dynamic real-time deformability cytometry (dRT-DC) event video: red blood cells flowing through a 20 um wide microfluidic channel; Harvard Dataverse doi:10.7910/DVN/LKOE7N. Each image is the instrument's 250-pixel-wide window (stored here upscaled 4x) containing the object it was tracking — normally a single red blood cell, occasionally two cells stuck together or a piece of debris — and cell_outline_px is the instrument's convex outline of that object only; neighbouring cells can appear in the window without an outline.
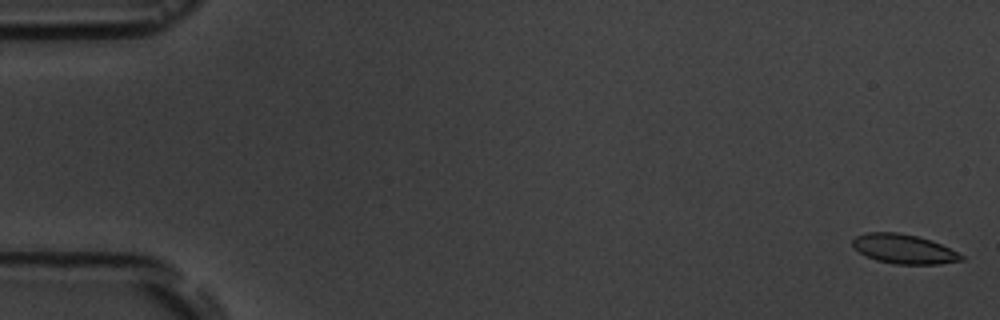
{"species": "common noctule bat (a hibernating species)", "species_latin": "Nyctalus noctula", "temperature_condition": "room temperature", "stored_images_in_passage": 11, "camera_frame_rate_fps": 3000, "um_per_image_px": 0.085, "animal": {"sex": "male", "body_mass_g": 19.5, "forearm_length_mm": 54.6}, "frame": {"image": 1, "passage_image": 1, "time_ms": 0.0, "image_size_px": [1000, 320], "cell_outline_px": [[964, 260], [940, 264], [892, 264], [876, 260], [860, 252], [852, 244], [852, 240], [856, 236], [868, 232], [896, 232], [916, 236], [932, 240], [964, 256]], "centroid_in_image_um": [76.83, 21.17], "position_along_channel_um": 8.2, "area_um2": 18.44}}
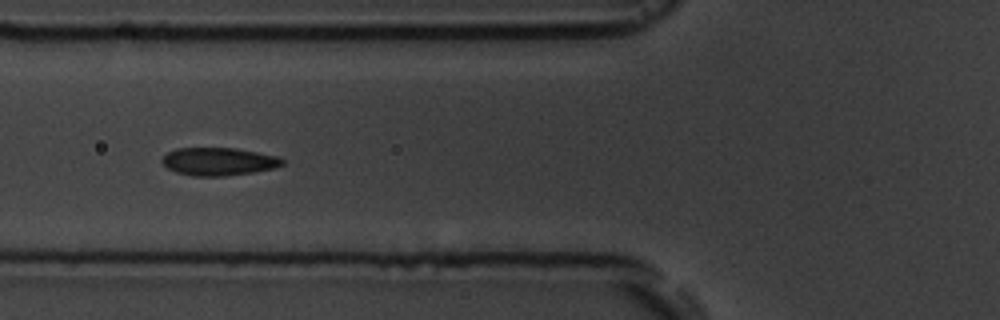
{"frame": {"image": 2, "passage_image": 7, "time_ms": 6.667, "image_size_px": [1000, 320], "cell_outline_px": [[284, 164], [276, 168], [252, 172], [224, 176], [192, 176], [176, 172], [168, 168], [160, 160], [168, 152], [176, 148], [236, 148], [280, 156], [284, 160]], "centroid_in_image_um": [18.61, 13.72], "position_along_channel_um": 107.2, "area_um2": 19.65}}
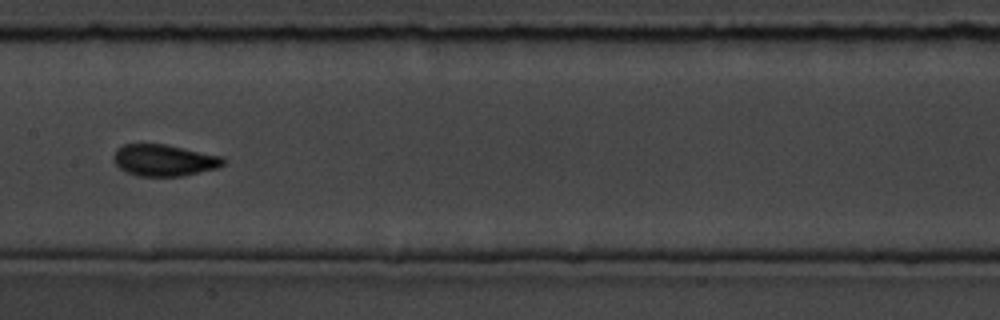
{"frame": {"image": 3, "passage_image": 9, "time_ms": 9.0, "image_size_px": [1000, 320], "cell_outline_px": [[228, 160], [220, 168], [184, 176], [136, 176], [120, 168], [116, 164], [112, 156], [116, 148], [124, 144], [164, 144], [220, 156]], "centroid_in_image_um": [13.96, 13.63], "position_along_channel_um": 193.4, "area_um2": 20.29}}